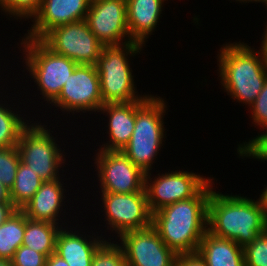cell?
Here are the masks:
<instances>
[{"label": "cell", "mask_w": 267, "mask_h": 266, "mask_svg": "<svg viewBox=\"0 0 267 266\" xmlns=\"http://www.w3.org/2000/svg\"><path fill=\"white\" fill-rule=\"evenodd\" d=\"M213 178L192 198L152 213V226L176 255L196 253L207 232L208 200Z\"/></svg>", "instance_id": "1"}, {"label": "cell", "mask_w": 267, "mask_h": 266, "mask_svg": "<svg viewBox=\"0 0 267 266\" xmlns=\"http://www.w3.org/2000/svg\"><path fill=\"white\" fill-rule=\"evenodd\" d=\"M212 189L208 200L207 231L234 240L243 248L267 230V216L257 200Z\"/></svg>", "instance_id": "2"}, {"label": "cell", "mask_w": 267, "mask_h": 266, "mask_svg": "<svg viewBox=\"0 0 267 266\" xmlns=\"http://www.w3.org/2000/svg\"><path fill=\"white\" fill-rule=\"evenodd\" d=\"M220 83L227 95L244 105H250L259 96L267 80V56L262 47L244 42L223 44L217 55Z\"/></svg>", "instance_id": "3"}, {"label": "cell", "mask_w": 267, "mask_h": 266, "mask_svg": "<svg viewBox=\"0 0 267 266\" xmlns=\"http://www.w3.org/2000/svg\"><path fill=\"white\" fill-rule=\"evenodd\" d=\"M166 103L153 94L136 101L135 128L122 152L145 174L152 172L154 160L167 138L163 121L168 110Z\"/></svg>", "instance_id": "4"}, {"label": "cell", "mask_w": 267, "mask_h": 266, "mask_svg": "<svg viewBox=\"0 0 267 266\" xmlns=\"http://www.w3.org/2000/svg\"><path fill=\"white\" fill-rule=\"evenodd\" d=\"M142 44L130 41L122 45L103 46L95 67L99 74V82L103 104L131 103L142 100L146 94L136 91L130 57L140 54ZM130 57H129V56Z\"/></svg>", "instance_id": "5"}, {"label": "cell", "mask_w": 267, "mask_h": 266, "mask_svg": "<svg viewBox=\"0 0 267 266\" xmlns=\"http://www.w3.org/2000/svg\"><path fill=\"white\" fill-rule=\"evenodd\" d=\"M20 43V48L23 47L21 53L24 55L22 62L25 61L23 67L29 71L42 99L50 105L59 96L63 85L79 64L56 54L41 40L24 37Z\"/></svg>", "instance_id": "6"}, {"label": "cell", "mask_w": 267, "mask_h": 266, "mask_svg": "<svg viewBox=\"0 0 267 266\" xmlns=\"http://www.w3.org/2000/svg\"><path fill=\"white\" fill-rule=\"evenodd\" d=\"M47 128L44 123L30 122L17 143L21 162L36 172L44 182L63 177L60 170L66 164L64 154L67 153L56 143L57 137L52 135L53 131Z\"/></svg>", "instance_id": "7"}, {"label": "cell", "mask_w": 267, "mask_h": 266, "mask_svg": "<svg viewBox=\"0 0 267 266\" xmlns=\"http://www.w3.org/2000/svg\"><path fill=\"white\" fill-rule=\"evenodd\" d=\"M41 41L56 54L85 65H95L104 46L90 30L86 20L58 26Z\"/></svg>", "instance_id": "8"}, {"label": "cell", "mask_w": 267, "mask_h": 266, "mask_svg": "<svg viewBox=\"0 0 267 266\" xmlns=\"http://www.w3.org/2000/svg\"><path fill=\"white\" fill-rule=\"evenodd\" d=\"M102 193L101 201L104 211V222L106 221L107 229L121 234L140 230L152 225V213L148 206L146 192H137L131 194H119L112 192Z\"/></svg>", "instance_id": "9"}, {"label": "cell", "mask_w": 267, "mask_h": 266, "mask_svg": "<svg viewBox=\"0 0 267 266\" xmlns=\"http://www.w3.org/2000/svg\"><path fill=\"white\" fill-rule=\"evenodd\" d=\"M156 175L158 176L152 177L151 172L145 174L144 188L151 213L164 206L194 197L212 179L178 169L161 175L159 172Z\"/></svg>", "instance_id": "10"}, {"label": "cell", "mask_w": 267, "mask_h": 266, "mask_svg": "<svg viewBox=\"0 0 267 266\" xmlns=\"http://www.w3.org/2000/svg\"><path fill=\"white\" fill-rule=\"evenodd\" d=\"M51 105L72 115L77 112H99L104 104L95 65L79 64Z\"/></svg>", "instance_id": "11"}, {"label": "cell", "mask_w": 267, "mask_h": 266, "mask_svg": "<svg viewBox=\"0 0 267 266\" xmlns=\"http://www.w3.org/2000/svg\"><path fill=\"white\" fill-rule=\"evenodd\" d=\"M94 164L99 192L131 194L145 191L143 173L122 151L97 149ZM97 167V168H96Z\"/></svg>", "instance_id": "12"}, {"label": "cell", "mask_w": 267, "mask_h": 266, "mask_svg": "<svg viewBox=\"0 0 267 266\" xmlns=\"http://www.w3.org/2000/svg\"><path fill=\"white\" fill-rule=\"evenodd\" d=\"M127 266H175L177 255L150 227L128 231L119 236Z\"/></svg>", "instance_id": "13"}, {"label": "cell", "mask_w": 267, "mask_h": 266, "mask_svg": "<svg viewBox=\"0 0 267 266\" xmlns=\"http://www.w3.org/2000/svg\"><path fill=\"white\" fill-rule=\"evenodd\" d=\"M85 20L104 46L133 41L127 26V5L124 0H91Z\"/></svg>", "instance_id": "14"}, {"label": "cell", "mask_w": 267, "mask_h": 266, "mask_svg": "<svg viewBox=\"0 0 267 266\" xmlns=\"http://www.w3.org/2000/svg\"><path fill=\"white\" fill-rule=\"evenodd\" d=\"M91 0H41L23 37L41 40L50 30L85 20Z\"/></svg>", "instance_id": "15"}, {"label": "cell", "mask_w": 267, "mask_h": 266, "mask_svg": "<svg viewBox=\"0 0 267 266\" xmlns=\"http://www.w3.org/2000/svg\"><path fill=\"white\" fill-rule=\"evenodd\" d=\"M64 179H56L53 181H45L39 190L33 195L32 199L24 205L20 210L25 216L32 220H40L52 222L57 225L65 226L67 223H59L62 219L60 214L65 207V183H61ZM64 201V202H63ZM64 203V204H63ZM60 220H59V219Z\"/></svg>", "instance_id": "16"}, {"label": "cell", "mask_w": 267, "mask_h": 266, "mask_svg": "<svg viewBox=\"0 0 267 266\" xmlns=\"http://www.w3.org/2000/svg\"><path fill=\"white\" fill-rule=\"evenodd\" d=\"M71 227L68 228L66 225L59 230L55 253L63 258L69 266H91L95 251L105 241V235L96 236L95 233H92V236H86Z\"/></svg>", "instance_id": "17"}, {"label": "cell", "mask_w": 267, "mask_h": 266, "mask_svg": "<svg viewBox=\"0 0 267 266\" xmlns=\"http://www.w3.org/2000/svg\"><path fill=\"white\" fill-rule=\"evenodd\" d=\"M99 113L108 116L106 129L108 141L99 149L110 151H122L131 139L136 121V101L131 103L104 104Z\"/></svg>", "instance_id": "18"}, {"label": "cell", "mask_w": 267, "mask_h": 266, "mask_svg": "<svg viewBox=\"0 0 267 266\" xmlns=\"http://www.w3.org/2000/svg\"><path fill=\"white\" fill-rule=\"evenodd\" d=\"M165 1L168 0H126L127 26L133 41L145 47L162 16Z\"/></svg>", "instance_id": "19"}, {"label": "cell", "mask_w": 267, "mask_h": 266, "mask_svg": "<svg viewBox=\"0 0 267 266\" xmlns=\"http://www.w3.org/2000/svg\"><path fill=\"white\" fill-rule=\"evenodd\" d=\"M197 253L207 266H245L242 246L234 240L216 237L208 231L200 241Z\"/></svg>", "instance_id": "20"}, {"label": "cell", "mask_w": 267, "mask_h": 266, "mask_svg": "<svg viewBox=\"0 0 267 266\" xmlns=\"http://www.w3.org/2000/svg\"><path fill=\"white\" fill-rule=\"evenodd\" d=\"M62 225L32 220L26 217L22 245L44 254L47 258L55 252L56 238Z\"/></svg>", "instance_id": "21"}, {"label": "cell", "mask_w": 267, "mask_h": 266, "mask_svg": "<svg viewBox=\"0 0 267 266\" xmlns=\"http://www.w3.org/2000/svg\"><path fill=\"white\" fill-rule=\"evenodd\" d=\"M26 216L17 209L0 225V258L11 260L22 245L25 233Z\"/></svg>", "instance_id": "22"}, {"label": "cell", "mask_w": 267, "mask_h": 266, "mask_svg": "<svg viewBox=\"0 0 267 266\" xmlns=\"http://www.w3.org/2000/svg\"><path fill=\"white\" fill-rule=\"evenodd\" d=\"M3 102L0 100V148L17 146L22 131L33 121L25 120L21 111H15L10 107L13 105Z\"/></svg>", "instance_id": "23"}, {"label": "cell", "mask_w": 267, "mask_h": 266, "mask_svg": "<svg viewBox=\"0 0 267 266\" xmlns=\"http://www.w3.org/2000/svg\"><path fill=\"white\" fill-rule=\"evenodd\" d=\"M44 181L31 168L20 161L15 183L10 189V199L17 209H21L39 190Z\"/></svg>", "instance_id": "24"}, {"label": "cell", "mask_w": 267, "mask_h": 266, "mask_svg": "<svg viewBox=\"0 0 267 266\" xmlns=\"http://www.w3.org/2000/svg\"><path fill=\"white\" fill-rule=\"evenodd\" d=\"M250 116L253 124L259 126L260 129H265L262 134L253 137L248 142H243L238 145L237 153L253 149L267 135V80L261 90L259 96L250 105Z\"/></svg>", "instance_id": "25"}, {"label": "cell", "mask_w": 267, "mask_h": 266, "mask_svg": "<svg viewBox=\"0 0 267 266\" xmlns=\"http://www.w3.org/2000/svg\"><path fill=\"white\" fill-rule=\"evenodd\" d=\"M20 161L21 158L17 146L0 148V183L9 190L15 183Z\"/></svg>", "instance_id": "26"}, {"label": "cell", "mask_w": 267, "mask_h": 266, "mask_svg": "<svg viewBox=\"0 0 267 266\" xmlns=\"http://www.w3.org/2000/svg\"><path fill=\"white\" fill-rule=\"evenodd\" d=\"M91 266H127L123 249L108 238L95 251Z\"/></svg>", "instance_id": "27"}, {"label": "cell", "mask_w": 267, "mask_h": 266, "mask_svg": "<svg viewBox=\"0 0 267 266\" xmlns=\"http://www.w3.org/2000/svg\"><path fill=\"white\" fill-rule=\"evenodd\" d=\"M41 0H0L1 12L14 19H31L38 11ZM9 14V15H8Z\"/></svg>", "instance_id": "28"}, {"label": "cell", "mask_w": 267, "mask_h": 266, "mask_svg": "<svg viewBox=\"0 0 267 266\" xmlns=\"http://www.w3.org/2000/svg\"><path fill=\"white\" fill-rule=\"evenodd\" d=\"M245 266H267V230L244 247Z\"/></svg>", "instance_id": "29"}, {"label": "cell", "mask_w": 267, "mask_h": 266, "mask_svg": "<svg viewBox=\"0 0 267 266\" xmlns=\"http://www.w3.org/2000/svg\"><path fill=\"white\" fill-rule=\"evenodd\" d=\"M47 257L31 248L21 245L11 259L13 266H46Z\"/></svg>", "instance_id": "30"}, {"label": "cell", "mask_w": 267, "mask_h": 266, "mask_svg": "<svg viewBox=\"0 0 267 266\" xmlns=\"http://www.w3.org/2000/svg\"><path fill=\"white\" fill-rule=\"evenodd\" d=\"M239 158L251 157L258 161H267V135L251 150L243 151L238 153ZM241 156V157H240Z\"/></svg>", "instance_id": "31"}, {"label": "cell", "mask_w": 267, "mask_h": 266, "mask_svg": "<svg viewBox=\"0 0 267 266\" xmlns=\"http://www.w3.org/2000/svg\"><path fill=\"white\" fill-rule=\"evenodd\" d=\"M175 266H207L206 262L196 253L177 255Z\"/></svg>", "instance_id": "32"}, {"label": "cell", "mask_w": 267, "mask_h": 266, "mask_svg": "<svg viewBox=\"0 0 267 266\" xmlns=\"http://www.w3.org/2000/svg\"><path fill=\"white\" fill-rule=\"evenodd\" d=\"M17 208L12 202H0V225L3 224Z\"/></svg>", "instance_id": "33"}, {"label": "cell", "mask_w": 267, "mask_h": 266, "mask_svg": "<svg viewBox=\"0 0 267 266\" xmlns=\"http://www.w3.org/2000/svg\"><path fill=\"white\" fill-rule=\"evenodd\" d=\"M46 266H69V265L63 258H61L54 252L46 259Z\"/></svg>", "instance_id": "34"}, {"label": "cell", "mask_w": 267, "mask_h": 266, "mask_svg": "<svg viewBox=\"0 0 267 266\" xmlns=\"http://www.w3.org/2000/svg\"><path fill=\"white\" fill-rule=\"evenodd\" d=\"M261 192L262 194L259 195L260 197L257 199V201L264 210L265 215L267 216V184Z\"/></svg>", "instance_id": "35"}, {"label": "cell", "mask_w": 267, "mask_h": 266, "mask_svg": "<svg viewBox=\"0 0 267 266\" xmlns=\"http://www.w3.org/2000/svg\"><path fill=\"white\" fill-rule=\"evenodd\" d=\"M0 202H11L10 190L0 183Z\"/></svg>", "instance_id": "36"}, {"label": "cell", "mask_w": 267, "mask_h": 266, "mask_svg": "<svg viewBox=\"0 0 267 266\" xmlns=\"http://www.w3.org/2000/svg\"><path fill=\"white\" fill-rule=\"evenodd\" d=\"M262 35H263L261 38L262 42L260 44L261 45L260 47H262L264 53L267 56V22L265 24V30H264V33Z\"/></svg>", "instance_id": "37"}, {"label": "cell", "mask_w": 267, "mask_h": 266, "mask_svg": "<svg viewBox=\"0 0 267 266\" xmlns=\"http://www.w3.org/2000/svg\"><path fill=\"white\" fill-rule=\"evenodd\" d=\"M0 266H13V265L11 260L0 258Z\"/></svg>", "instance_id": "38"}, {"label": "cell", "mask_w": 267, "mask_h": 266, "mask_svg": "<svg viewBox=\"0 0 267 266\" xmlns=\"http://www.w3.org/2000/svg\"><path fill=\"white\" fill-rule=\"evenodd\" d=\"M237 1H238L239 3H242V2H243V3H247V2H248V3H249V2H252V3H253V2H257V3L259 2V3H260V2H261L262 4L264 3V5H265V2H266L267 0H236V2H237Z\"/></svg>", "instance_id": "39"}]
</instances>
